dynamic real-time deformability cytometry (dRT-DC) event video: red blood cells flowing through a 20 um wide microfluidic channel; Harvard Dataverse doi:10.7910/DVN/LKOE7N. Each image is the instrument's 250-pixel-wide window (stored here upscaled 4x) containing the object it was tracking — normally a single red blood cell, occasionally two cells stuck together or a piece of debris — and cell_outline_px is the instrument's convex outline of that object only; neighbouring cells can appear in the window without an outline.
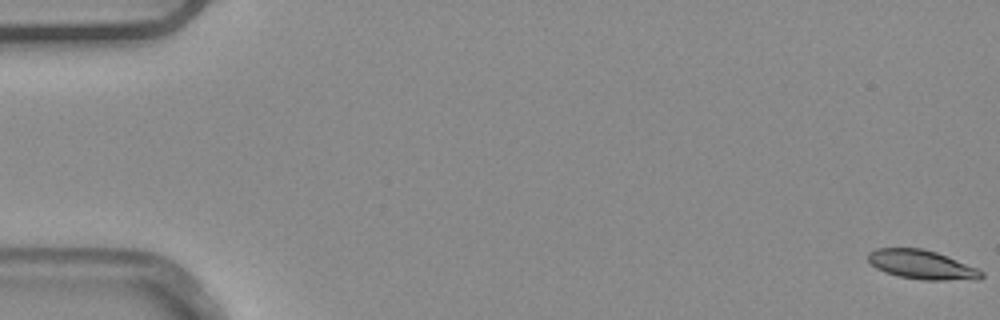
{"species": "common noctule bat (a hibernating species)", "species_latin": "Nyctalus noctula", "temperature_condition": "warm", "stored_images_in_passage": 6, "camera_frame_rate_fps": 3000, "um_per_image_px": 0.085, "animal": {"sex": "male", "body_mass_g": 20.4}, "frame": {"image": 1, "passage_image": 6, "time_ms": 1.667, "image_size_px": [1000, 320], "cell_outline_px": [[984, 276], [980, 280], [924, 280], [900, 276], [884, 272], [876, 268], [868, 260], [868, 252], [876, 248], [924, 248], [936, 252], [976, 268], [984, 272]], "centroid_in_image_um": [78.36, 22.5], "position_along_channel_um": 6.6, "area_um2": 19.19}}